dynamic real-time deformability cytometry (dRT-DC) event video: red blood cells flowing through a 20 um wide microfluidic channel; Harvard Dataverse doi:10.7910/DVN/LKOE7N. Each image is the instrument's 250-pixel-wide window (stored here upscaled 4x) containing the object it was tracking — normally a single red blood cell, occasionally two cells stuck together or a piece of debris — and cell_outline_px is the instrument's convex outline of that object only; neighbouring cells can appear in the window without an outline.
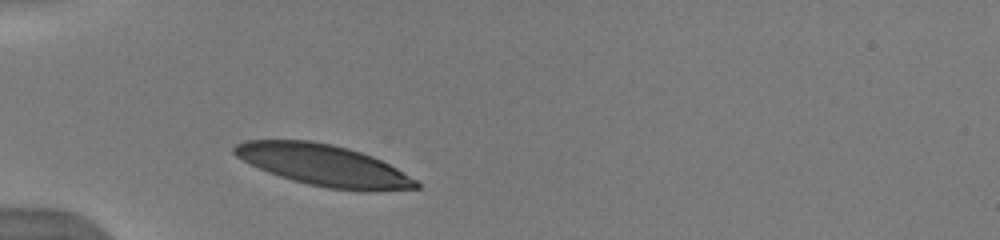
{"species": "human", "species_latin": "Homo sapiens", "temperature_condition": "warm", "stored_images_in_passage": 6, "camera_frame_rate_fps": 3000, "um_per_image_px": 0.085, "donor": {"sex": "male"}, "frame": {"image": 1, "passage_image": 2, "time_ms": 0.667, "image_size_px": [1000, 240], "cell_outline_px": [[420, 188], [328, 188], [308, 184], [292, 180], [268, 172], [236, 156], [232, 152], [232, 148], [236, 144], [244, 140], [308, 140], [332, 144], [348, 148], [372, 156], [396, 168], [416, 180], [420, 184]], "centroid_in_image_um": [27.39, 13.98], "position_along_channel_um": 57.6, "area_um2": 42.25}}